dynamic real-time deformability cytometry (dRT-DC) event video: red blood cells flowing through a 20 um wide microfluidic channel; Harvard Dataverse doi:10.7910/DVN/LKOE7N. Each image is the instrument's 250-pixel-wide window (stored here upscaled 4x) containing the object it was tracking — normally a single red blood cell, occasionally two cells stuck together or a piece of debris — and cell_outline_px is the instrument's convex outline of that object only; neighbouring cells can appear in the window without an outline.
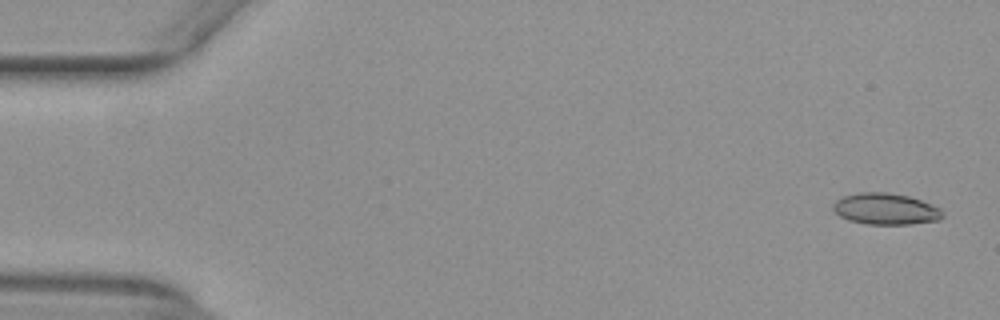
{"species": "common noctule bat (a hibernating species)", "species_latin": "Nyctalus noctula", "temperature_condition": "warm", "stored_images_in_passage": 22, "camera_frame_rate_fps": 3000, "um_per_image_px": 0.085, "animal": {"sex": "female", "body_mass_g": 29.2, "forearm_length_mm": 56.3}, "frame": {"image": 1, "passage_image": 2, "time_ms": 0.333, "image_size_px": [1000, 320], "cell_outline_px": [[944, 216], [940, 220], [912, 224], [868, 224], [848, 220], [840, 216], [832, 208], [832, 204], [836, 200], [844, 196], [860, 192], [888, 192], [908, 196], [932, 204], [940, 208], [944, 212]], "centroid_in_image_um": [75.3, 17.76], "position_along_channel_um": 9.7, "area_um2": 20.11}}
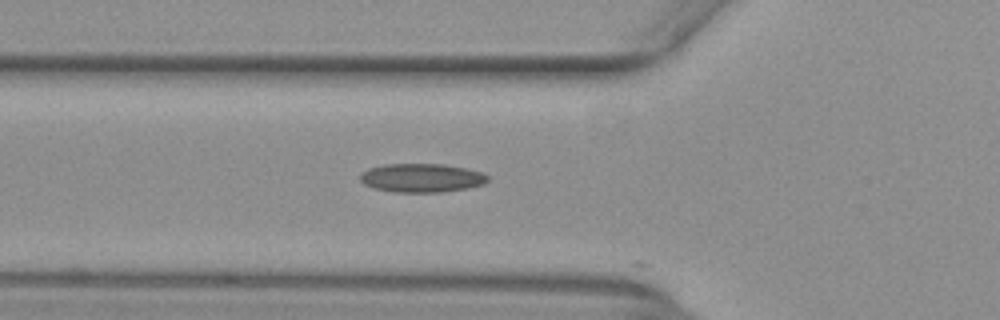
{"frame": {"image": 2, "passage_image": 19, "time_ms": 6.0, "image_size_px": [1000, 320], "cell_outline_px": [[488, 180], [484, 184], [468, 188], [440, 192], [392, 192], [372, 188], [364, 184], [360, 180], [360, 172], [368, 168], [384, 164], [444, 164], [468, 168], [484, 172], [488, 176]], "centroid_in_image_um": [35.83, 15.11], "position_along_channel_um": 90.0, "area_um2": 21.68}}